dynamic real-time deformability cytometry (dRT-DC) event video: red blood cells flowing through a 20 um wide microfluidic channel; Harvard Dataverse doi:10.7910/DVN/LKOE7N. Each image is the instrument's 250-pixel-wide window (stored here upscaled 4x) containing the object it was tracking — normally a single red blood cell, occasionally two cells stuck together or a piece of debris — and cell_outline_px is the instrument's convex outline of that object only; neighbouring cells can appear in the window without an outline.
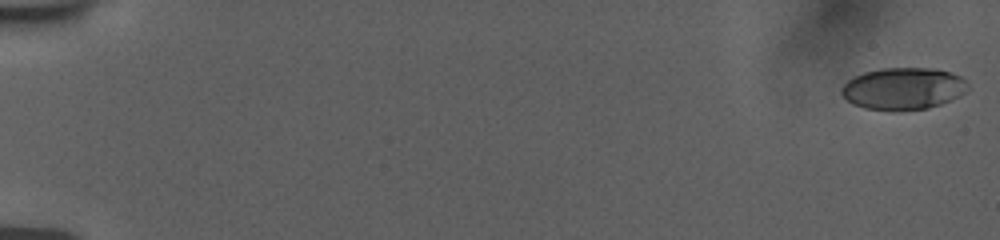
{"species": "human", "species_latin": "Homo sapiens", "temperature_condition": "room temperature", "stored_images_in_passage": 35, "camera_frame_rate_fps": 3000, "um_per_image_px": 0.085, "donor": {"sex": "female"}, "frame": {"image": 1, "passage_image": 1, "time_ms": 0.0, "image_size_px": [1000, 240], "cell_outline_px": [[968, 92], [952, 100], [928, 108], [900, 112], [892, 112], [864, 108], [852, 104], [840, 92], [840, 88], [848, 80], [864, 72], [884, 68], [936, 68], [952, 72], [960, 76], [968, 84]], "centroid_in_image_um": [76.8, 7.55], "position_along_channel_um": 8.2, "area_um2": 31.5}}
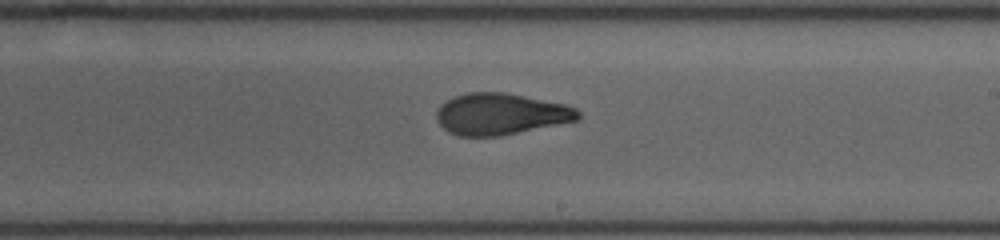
{"frame": {"image": 2, "passage_image": 19, "time_ms": 11.333, "image_size_px": [1000, 240], "cell_outline_px": [[580, 120], [500, 136], [456, 136], [448, 132], [436, 120], [436, 112], [440, 104], [456, 96], [468, 92], [504, 92], [564, 104], [576, 108], [580, 112]], "centroid_in_image_um": [42.55, 9.7], "position_along_channel_um": 246.4, "area_um2": 34.28}}
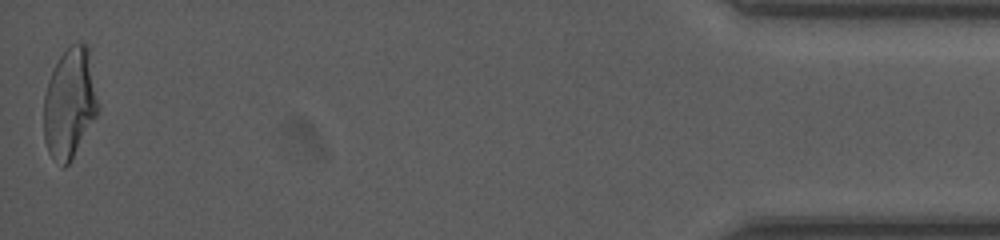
{"frame": {"image": 3, "passage_image": 35, "time_ms": 18.333, "image_size_px": [1000, 240], "cell_outline_px": [[96, 116], [72, 160], [64, 168], [48, 152], [44, 140], [44, 96], [48, 80], [60, 56], [72, 44], [88, 44], [96, 100]], "centroid_in_image_um": [5.89, 8.82], "position_along_channel_um": 429.3, "area_um2": 34.1}, "authors_computed_cell_mechanics": {"area_um2": 34.0442, "velocity_mm_per_s": 3.7696, "shape_relaxation_time_tau1_ms": null, "shape_relaxation_time_tau2_ms": 1.7119, "deformation_change_tau1": null, "deformation_change_tau2": 0.084}}